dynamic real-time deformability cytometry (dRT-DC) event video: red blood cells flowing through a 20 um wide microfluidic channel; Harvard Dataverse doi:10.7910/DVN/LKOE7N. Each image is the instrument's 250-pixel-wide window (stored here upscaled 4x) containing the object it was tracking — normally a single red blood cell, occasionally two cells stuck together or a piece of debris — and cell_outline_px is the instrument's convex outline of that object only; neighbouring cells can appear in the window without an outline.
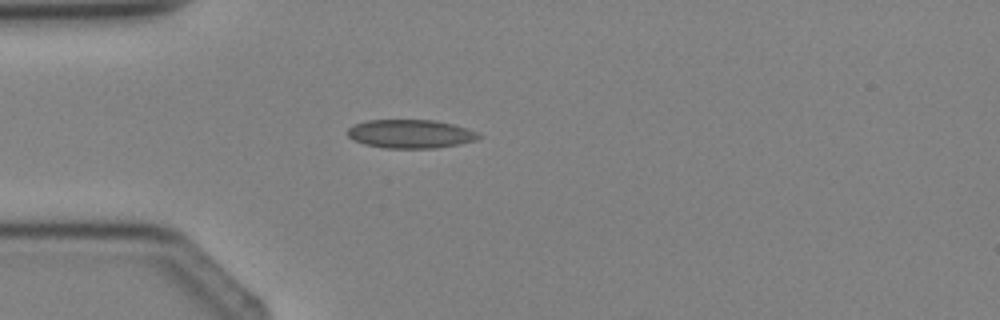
{"species": "Egyptian fruit bat (a non-hibernating species)", "species_latin": "Rousettus aegyptiacus", "temperature_condition": "cold", "stored_images_in_passage": 2, "camera_frame_rate_fps": 3000, "um_per_image_px": 0.085, "animal": {"sex": "female"}, "frame": {"image": 1, "passage_image": 2, "time_ms": 1.333, "image_size_px": [1000, 320], "cell_outline_px": [[484, 136], [476, 140], [460, 144], [436, 148], [384, 148], [364, 144], [352, 140], [348, 136], [348, 128], [352, 124], [368, 120], [432, 120], [452, 124], [476, 132]], "centroid_in_image_um": [34.86, 11.38], "position_along_channel_um": 50.1, "area_um2": 21.91}}